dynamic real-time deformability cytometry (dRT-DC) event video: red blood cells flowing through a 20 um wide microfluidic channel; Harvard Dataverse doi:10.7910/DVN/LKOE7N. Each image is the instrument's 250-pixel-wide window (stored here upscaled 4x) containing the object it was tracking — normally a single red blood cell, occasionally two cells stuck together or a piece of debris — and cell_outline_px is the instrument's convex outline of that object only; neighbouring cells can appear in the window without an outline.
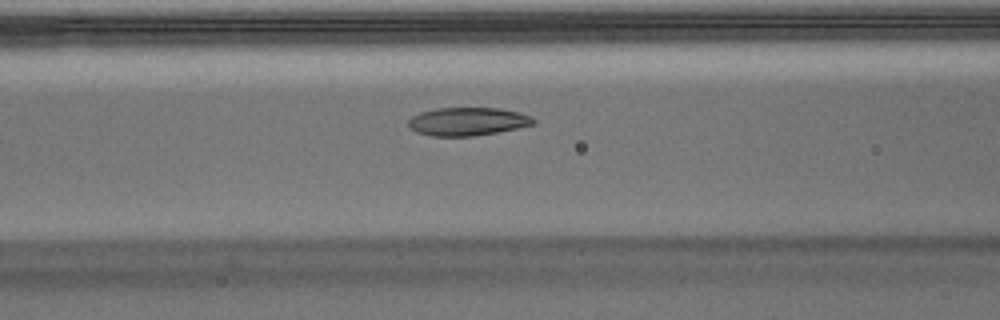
{"species": "Egyptian fruit bat (a non-hibernating species)", "species_latin": "Rousettus aegyptiacus", "temperature_condition": "warm", "stored_images_in_passage": 45, "camera_frame_rate_fps": 3000, "um_per_image_px": 0.085, "animal": {"sex": "male"}, "frame": {"image": 1, "passage_image": 18, "time_ms": 5.667, "image_size_px": [1000, 320], "cell_outline_px": [[536, 124], [496, 132], [472, 136], [432, 136], [416, 132], [408, 128], [408, 120], [412, 116], [420, 112], [436, 108], [500, 108], [520, 112], [532, 116], [536, 120]], "centroid_in_image_um": [39.74, 10.32], "position_along_channel_um": 126.9, "area_um2": 20.69}}
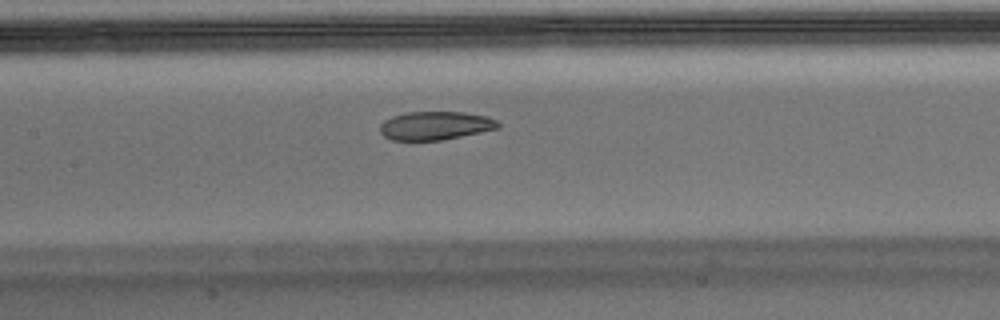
{"frame": {"image": 2, "passage_image": 21, "time_ms": 6.667, "image_size_px": [1000, 320], "cell_outline_px": [[500, 128], [440, 140], [392, 140], [384, 136], [380, 132], [380, 124], [384, 120], [392, 116], [404, 112], [464, 112], [488, 116], [496, 120], [500, 124]], "centroid_in_image_um": [36.99, 10.67], "position_along_channel_um": 170.4, "area_um2": 19.59}}
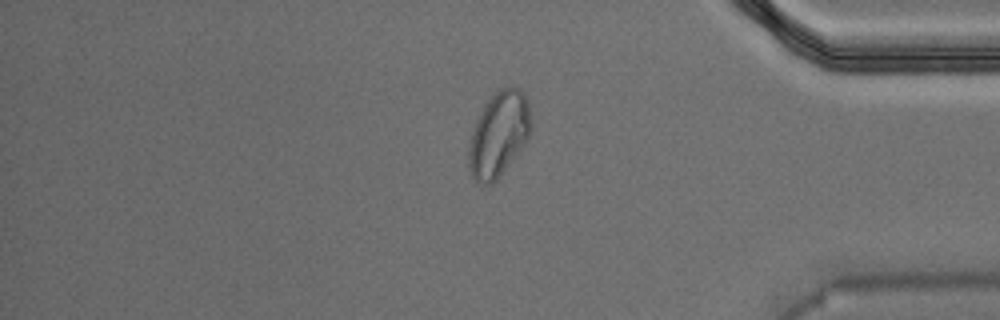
{"frame": {"image": 3, "passage_image": 38, "time_ms": 12.333, "image_size_px": [1000, 320], "cell_outline_px": [[532, 128], [528, 140], [500, 176], [492, 184], [480, 184], [472, 176], [468, 164], [468, 148], [472, 132], [476, 120], [492, 92], [500, 88], [512, 84], [516, 84], [528, 96], [532, 120]], "centroid_in_image_um": [42.44, 11.34], "position_along_channel_um": 392.8, "area_um2": 31.56}}